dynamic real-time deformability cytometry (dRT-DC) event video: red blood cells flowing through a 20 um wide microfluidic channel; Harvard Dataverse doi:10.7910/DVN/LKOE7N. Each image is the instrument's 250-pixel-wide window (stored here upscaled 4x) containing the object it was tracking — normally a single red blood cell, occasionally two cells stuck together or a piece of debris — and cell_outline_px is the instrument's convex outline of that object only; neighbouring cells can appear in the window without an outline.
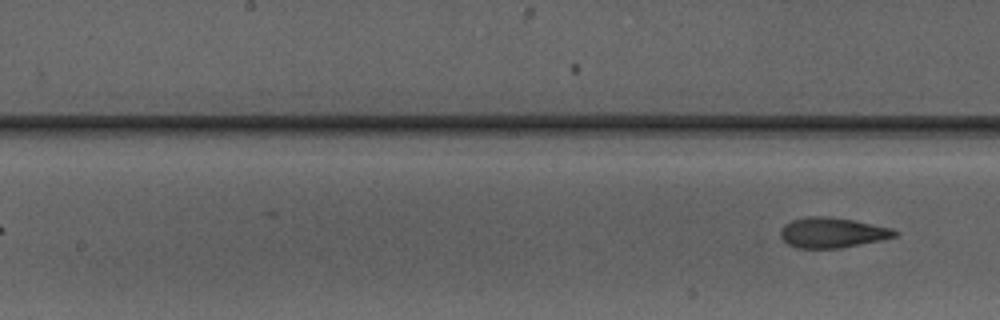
{"species": "Egyptian fruit bat (a non-hibernating species)", "species_latin": "Rousettus aegyptiacus", "temperature_condition": "warm", "stored_images_in_passage": 8, "segment_of_instrument_passage": [2, 2], "camera_frame_rate_fps": 3000, "um_per_image_px": 0.085, "animal": {"sex": "male"}, "frame": {"image": 1, "passage_image": 8, "time_ms": 9.333, "image_size_px": [1000, 320], "cell_outline_px": [[900, 232], [896, 236], [880, 240], [840, 248], [796, 248], [788, 244], [780, 236], [780, 228], [784, 224], [792, 220], [808, 216], [824, 216], [852, 220], [892, 228]], "centroid_in_image_um": [70.71, 19.77], "position_along_channel_um": 177.5, "area_um2": 20.06}}